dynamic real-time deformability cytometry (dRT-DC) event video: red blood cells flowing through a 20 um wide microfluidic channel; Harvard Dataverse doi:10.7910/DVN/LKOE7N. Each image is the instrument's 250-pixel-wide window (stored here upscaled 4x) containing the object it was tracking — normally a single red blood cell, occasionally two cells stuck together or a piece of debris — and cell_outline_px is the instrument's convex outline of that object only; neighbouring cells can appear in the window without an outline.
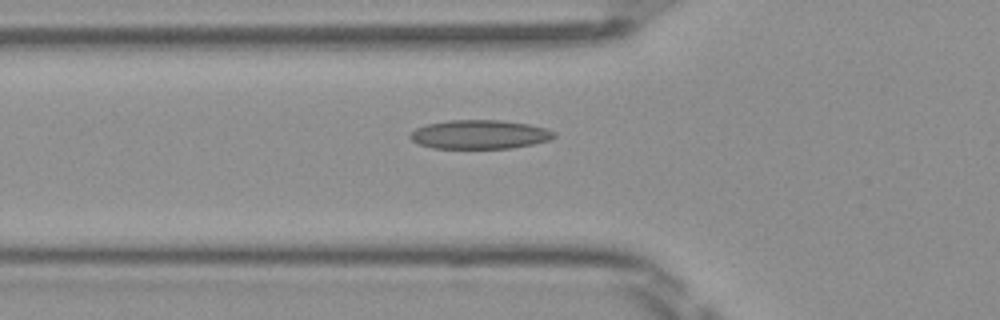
{"species": "Egyptian fruit bat (a non-hibernating species)", "species_latin": "Rousettus aegyptiacus", "temperature_condition": "room temperature", "stored_images_in_passage": 6, "camera_frame_rate_fps": 3000, "um_per_image_px": 0.085, "frame": {"image": 1, "passage_image": 6, "time_ms": 1.667, "image_size_px": [1000, 320], "cell_outline_px": [[556, 136], [552, 140], [512, 148], [432, 148], [420, 144], [412, 140], [408, 136], [416, 128], [428, 124], [448, 120], [500, 120], [528, 124], [544, 128], [556, 132]], "centroid_in_image_um": [40.79, 11.43], "position_along_channel_um": 85.0, "area_um2": 24.22}}